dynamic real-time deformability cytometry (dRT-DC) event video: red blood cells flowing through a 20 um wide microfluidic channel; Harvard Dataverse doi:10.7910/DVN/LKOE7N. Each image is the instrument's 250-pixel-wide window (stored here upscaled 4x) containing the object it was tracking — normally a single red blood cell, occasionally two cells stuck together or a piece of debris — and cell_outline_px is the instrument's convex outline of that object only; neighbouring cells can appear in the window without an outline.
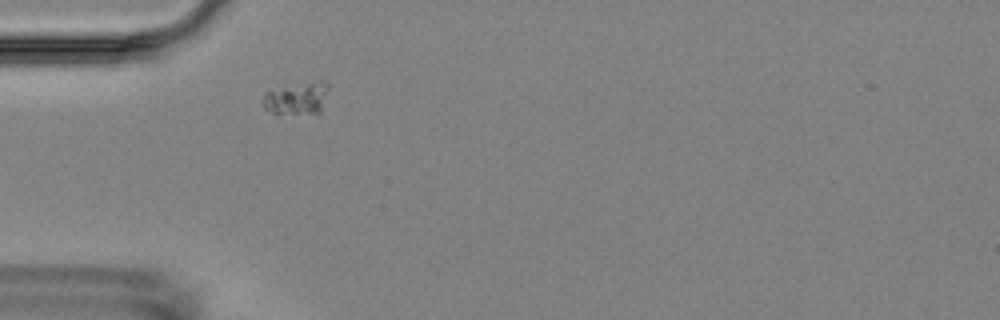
{"species": "Egyptian fruit bat (a non-hibernating species)", "species_latin": "Rousettus aegyptiacus", "temperature_condition": "room temperature", "stored_images_in_passage": 2, "camera_frame_rate_fps": 3000, "um_per_image_px": 0.085, "animal": {"sex": "female"}, "frame": {"image": 1, "passage_image": 1, "time_ms": 0.0, "image_size_px": [1000, 320], "cell_outline_px": [[328, 88], [320, 112], [276, 116], [264, 108], [264, 92], [320, 80], [324, 80], [328, 84]], "centroid_in_image_um": [25.21, 8.41], "position_along_channel_um": 59.8, "area_um2": 12.25}}